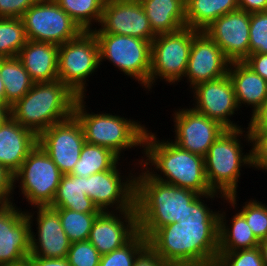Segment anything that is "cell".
I'll use <instances>...</instances> for the list:
<instances>
[{"instance_id":"30bf717a","label":"cell","mask_w":267,"mask_h":266,"mask_svg":"<svg viewBox=\"0 0 267 266\" xmlns=\"http://www.w3.org/2000/svg\"><path fill=\"white\" fill-rule=\"evenodd\" d=\"M62 175L56 164L37 143L13 175L14 189L20 187V193L32 207L49 206L53 202ZM17 183L20 185L16 186Z\"/></svg>"},{"instance_id":"60d3db41","label":"cell","mask_w":267,"mask_h":266,"mask_svg":"<svg viewBox=\"0 0 267 266\" xmlns=\"http://www.w3.org/2000/svg\"><path fill=\"white\" fill-rule=\"evenodd\" d=\"M13 182V174H11L5 167L0 165V205L13 203Z\"/></svg>"},{"instance_id":"5b68a950","label":"cell","mask_w":267,"mask_h":266,"mask_svg":"<svg viewBox=\"0 0 267 266\" xmlns=\"http://www.w3.org/2000/svg\"><path fill=\"white\" fill-rule=\"evenodd\" d=\"M245 130L243 127L226 129L209 147L207 154L204 156L206 178L210 189L225 196V203L230 204L229 206L233 209H236L238 205L237 188L239 187L241 168L244 165L248 168L252 167L251 150L244 154L242 149L241 138L244 137V141L246 140L250 144L248 128Z\"/></svg>"},{"instance_id":"ac0fdd59","label":"cell","mask_w":267,"mask_h":266,"mask_svg":"<svg viewBox=\"0 0 267 266\" xmlns=\"http://www.w3.org/2000/svg\"><path fill=\"white\" fill-rule=\"evenodd\" d=\"M33 208H37L36 234L32 228L34 213L25 210L31 225L29 257L66 258L72 242L63 230L58 212L50 206H36L32 210Z\"/></svg>"},{"instance_id":"83f0119b","label":"cell","mask_w":267,"mask_h":266,"mask_svg":"<svg viewBox=\"0 0 267 266\" xmlns=\"http://www.w3.org/2000/svg\"><path fill=\"white\" fill-rule=\"evenodd\" d=\"M237 9L238 0H185L186 26L204 31L217 18Z\"/></svg>"},{"instance_id":"d6a6232c","label":"cell","mask_w":267,"mask_h":266,"mask_svg":"<svg viewBox=\"0 0 267 266\" xmlns=\"http://www.w3.org/2000/svg\"><path fill=\"white\" fill-rule=\"evenodd\" d=\"M64 232L71 242L88 240L93 222L99 213H82L65 208H54Z\"/></svg>"},{"instance_id":"7a4b0ae2","label":"cell","mask_w":267,"mask_h":266,"mask_svg":"<svg viewBox=\"0 0 267 266\" xmlns=\"http://www.w3.org/2000/svg\"><path fill=\"white\" fill-rule=\"evenodd\" d=\"M156 136L155 133L147 130L144 137L143 156L136 165L139 164L158 181L194 191L199 195L216 193L209 187L204 157L181 149L170 139L160 141Z\"/></svg>"},{"instance_id":"f546056e","label":"cell","mask_w":267,"mask_h":266,"mask_svg":"<svg viewBox=\"0 0 267 266\" xmlns=\"http://www.w3.org/2000/svg\"><path fill=\"white\" fill-rule=\"evenodd\" d=\"M112 150L87 142L82 147L79 160L76 162L70 175L88 177L92 174L113 169L120 161Z\"/></svg>"},{"instance_id":"7dc6e473","label":"cell","mask_w":267,"mask_h":266,"mask_svg":"<svg viewBox=\"0 0 267 266\" xmlns=\"http://www.w3.org/2000/svg\"><path fill=\"white\" fill-rule=\"evenodd\" d=\"M10 117V106L0 102V125H2Z\"/></svg>"},{"instance_id":"d590c367","label":"cell","mask_w":267,"mask_h":266,"mask_svg":"<svg viewBox=\"0 0 267 266\" xmlns=\"http://www.w3.org/2000/svg\"><path fill=\"white\" fill-rule=\"evenodd\" d=\"M267 54V11L250 13L249 54Z\"/></svg>"},{"instance_id":"b9f144b4","label":"cell","mask_w":267,"mask_h":266,"mask_svg":"<svg viewBox=\"0 0 267 266\" xmlns=\"http://www.w3.org/2000/svg\"><path fill=\"white\" fill-rule=\"evenodd\" d=\"M251 116L247 123L248 132L267 134V98Z\"/></svg>"},{"instance_id":"ee69618b","label":"cell","mask_w":267,"mask_h":266,"mask_svg":"<svg viewBox=\"0 0 267 266\" xmlns=\"http://www.w3.org/2000/svg\"><path fill=\"white\" fill-rule=\"evenodd\" d=\"M252 70L267 81V54L252 53L244 60Z\"/></svg>"},{"instance_id":"277c9868","label":"cell","mask_w":267,"mask_h":266,"mask_svg":"<svg viewBox=\"0 0 267 266\" xmlns=\"http://www.w3.org/2000/svg\"><path fill=\"white\" fill-rule=\"evenodd\" d=\"M78 96L60 80L34 83L11 107V117L37 137L73 115Z\"/></svg>"},{"instance_id":"7c38bea8","label":"cell","mask_w":267,"mask_h":266,"mask_svg":"<svg viewBox=\"0 0 267 266\" xmlns=\"http://www.w3.org/2000/svg\"><path fill=\"white\" fill-rule=\"evenodd\" d=\"M118 165L120 164H117L111 170L95 173L85 177V194L91 198L94 205L101 212L136 209V173L133 174L131 170L128 176H124L122 175L123 173L119 171L120 168Z\"/></svg>"},{"instance_id":"f6af8a7d","label":"cell","mask_w":267,"mask_h":266,"mask_svg":"<svg viewBox=\"0 0 267 266\" xmlns=\"http://www.w3.org/2000/svg\"><path fill=\"white\" fill-rule=\"evenodd\" d=\"M29 266H70L66 258L28 257Z\"/></svg>"},{"instance_id":"5bb4252c","label":"cell","mask_w":267,"mask_h":266,"mask_svg":"<svg viewBox=\"0 0 267 266\" xmlns=\"http://www.w3.org/2000/svg\"><path fill=\"white\" fill-rule=\"evenodd\" d=\"M15 205H0V266L24 264L31 253L30 221Z\"/></svg>"},{"instance_id":"44dd1931","label":"cell","mask_w":267,"mask_h":266,"mask_svg":"<svg viewBox=\"0 0 267 266\" xmlns=\"http://www.w3.org/2000/svg\"><path fill=\"white\" fill-rule=\"evenodd\" d=\"M230 61L220 47L206 34L196 31L191 45L185 78L192 87L228 74Z\"/></svg>"},{"instance_id":"4dcf8cb0","label":"cell","mask_w":267,"mask_h":266,"mask_svg":"<svg viewBox=\"0 0 267 266\" xmlns=\"http://www.w3.org/2000/svg\"><path fill=\"white\" fill-rule=\"evenodd\" d=\"M83 31L100 23L105 0H54Z\"/></svg>"},{"instance_id":"f907efd6","label":"cell","mask_w":267,"mask_h":266,"mask_svg":"<svg viewBox=\"0 0 267 266\" xmlns=\"http://www.w3.org/2000/svg\"><path fill=\"white\" fill-rule=\"evenodd\" d=\"M18 266H29V264L26 262V263L18 265Z\"/></svg>"},{"instance_id":"4fadbf2b","label":"cell","mask_w":267,"mask_h":266,"mask_svg":"<svg viewBox=\"0 0 267 266\" xmlns=\"http://www.w3.org/2000/svg\"><path fill=\"white\" fill-rule=\"evenodd\" d=\"M85 142L81 124L74 115L53 124L38 136V144L62 174L72 172Z\"/></svg>"},{"instance_id":"8992f818","label":"cell","mask_w":267,"mask_h":266,"mask_svg":"<svg viewBox=\"0 0 267 266\" xmlns=\"http://www.w3.org/2000/svg\"><path fill=\"white\" fill-rule=\"evenodd\" d=\"M86 97H78L73 115L81 124L87 143L106 147L119 157L123 151L144 146L147 127L140 121L111 113H89L85 107ZM146 127V128H145Z\"/></svg>"},{"instance_id":"f1b7e54d","label":"cell","mask_w":267,"mask_h":266,"mask_svg":"<svg viewBox=\"0 0 267 266\" xmlns=\"http://www.w3.org/2000/svg\"><path fill=\"white\" fill-rule=\"evenodd\" d=\"M0 76L5 87V104L10 107L21 99L34 84L17 57L0 58Z\"/></svg>"},{"instance_id":"3957f363","label":"cell","mask_w":267,"mask_h":266,"mask_svg":"<svg viewBox=\"0 0 267 266\" xmlns=\"http://www.w3.org/2000/svg\"><path fill=\"white\" fill-rule=\"evenodd\" d=\"M135 175L138 231L147 239L160 227L179 222L199 194L152 178L142 167Z\"/></svg>"},{"instance_id":"f35d334b","label":"cell","mask_w":267,"mask_h":266,"mask_svg":"<svg viewBox=\"0 0 267 266\" xmlns=\"http://www.w3.org/2000/svg\"><path fill=\"white\" fill-rule=\"evenodd\" d=\"M251 150V166L255 170L267 171V134L249 133Z\"/></svg>"},{"instance_id":"2e32d148","label":"cell","mask_w":267,"mask_h":266,"mask_svg":"<svg viewBox=\"0 0 267 266\" xmlns=\"http://www.w3.org/2000/svg\"><path fill=\"white\" fill-rule=\"evenodd\" d=\"M101 27H93V33L129 35L152 41L153 32L149 19L139 0H105Z\"/></svg>"},{"instance_id":"d4e9b609","label":"cell","mask_w":267,"mask_h":266,"mask_svg":"<svg viewBox=\"0 0 267 266\" xmlns=\"http://www.w3.org/2000/svg\"><path fill=\"white\" fill-rule=\"evenodd\" d=\"M156 35L186 26L185 0H139Z\"/></svg>"},{"instance_id":"836d02e7","label":"cell","mask_w":267,"mask_h":266,"mask_svg":"<svg viewBox=\"0 0 267 266\" xmlns=\"http://www.w3.org/2000/svg\"><path fill=\"white\" fill-rule=\"evenodd\" d=\"M148 245V239L137 232L126 244L101 255L99 266H133L137 255Z\"/></svg>"},{"instance_id":"8fae6325","label":"cell","mask_w":267,"mask_h":266,"mask_svg":"<svg viewBox=\"0 0 267 266\" xmlns=\"http://www.w3.org/2000/svg\"><path fill=\"white\" fill-rule=\"evenodd\" d=\"M21 19L27 40L61 45L83 32L54 0H38Z\"/></svg>"},{"instance_id":"d6986e66","label":"cell","mask_w":267,"mask_h":266,"mask_svg":"<svg viewBox=\"0 0 267 266\" xmlns=\"http://www.w3.org/2000/svg\"><path fill=\"white\" fill-rule=\"evenodd\" d=\"M250 13L237 9L217 18L204 31L230 62L249 56Z\"/></svg>"},{"instance_id":"e575fe53","label":"cell","mask_w":267,"mask_h":266,"mask_svg":"<svg viewBox=\"0 0 267 266\" xmlns=\"http://www.w3.org/2000/svg\"><path fill=\"white\" fill-rule=\"evenodd\" d=\"M252 198L238 212L246 219L255 237L260 241L267 238V205Z\"/></svg>"},{"instance_id":"cb8c5ba5","label":"cell","mask_w":267,"mask_h":266,"mask_svg":"<svg viewBox=\"0 0 267 266\" xmlns=\"http://www.w3.org/2000/svg\"><path fill=\"white\" fill-rule=\"evenodd\" d=\"M228 75L233 83L239 109L250 106L252 114L267 98V81L255 73L244 61L230 62Z\"/></svg>"},{"instance_id":"1f68e13d","label":"cell","mask_w":267,"mask_h":266,"mask_svg":"<svg viewBox=\"0 0 267 266\" xmlns=\"http://www.w3.org/2000/svg\"><path fill=\"white\" fill-rule=\"evenodd\" d=\"M27 41L21 18H0V58L17 57Z\"/></svg>"},{"instance_id":"4316f807","label":"cell","mask_w":267,"mask_h":266,"mask_svg":"<svg viewBox=\"0 0 267 266\" xmlns=\"http://www.w3.org/2000/svg\"><path fill=\"white\" fill-rule=\"evenodd\" d=\"M85 176L63 174L51 208H65L82 213H100L91 198L85 194Z\"/></svg>"},{"instance_id":"ab89813d","label":"cell","mask_w":267,"mask_h":266,"mask_svg":"<svg viewBox=\"0 0 267 266\" xmlns=\"http://www.w3.org/2000/svg\"><path fill=\"white\" fill-rule=\"evenodd\" d=\"M38 0H0V18H21Z\"/></svg>"},{"instance_id":"603a6c76","label":"cell","mask_w":267,"mask_h":266,"mask_svg":"<svg viewBox=\"0 0 267 266\" xmlns=\"http://www.w3.org/2000/svg\"><path fill=\"white\" fill-rule=\"evenodd\" d=\"M58 48L53 43L32 40L21 48L17 58L34 83L58 80Z\"/></svg>"},{"instance_id":"e0dca14e","label":"cell","mask_w":267,"mask_h":266,"mask_svg":"<svg viewBox=\"0 0 267 266\" xmlns=\"http://www.w3.org/2000/svg\"><path fill=\"white\" fill-rule=\"evenodd\" d=\"M194 110L221 123L227 129L241 128L231 121L239 110L233 83L229 75L219 79L201 82L191 88ZM234 122V123H233Z\"/></svg>"},{"instance_id":"bcb514c9","label":"cell","mask_w":267,"mask_h":266,"mask_svg":"<svg viewBox=\"0 0 267 266\" xmlns=\"http://www.w3.org/2000/svg\"><path fill=\"white\" fill-rule=\"evenodd\" d=\"M238 7L248 13L267 11V0H238Z\"/></svg>"},{"instance_id":"ffe728a7","label":"cell","mask_w":267,"mask_h":266,"mask_svg":"<svg viewBox=\"0 0 267 266\" xmlns=\"http://www.w3.org/2000/svg\"><path fill=\"white\" fill-rule=\"evenodd\" d=\"M138 232L136 209L100 212L88 241L103 255L126 244Z\"/></svg>"},{"instance_id":"ba28073f","label":"cell","mask_w":267,"mask_h":266,"mask_svg":"<svg viewBox=\"0 0 267 266\" xmlns=\"http://www.w3.org/2000/svg\"><path fill=\"white\" fill-rule=\"evenodd\" d=\"M94 34L99 44L100 65L108 60L149 91L152 41L129 35Z\"/></svg>"},{"instance_id":"52a82bcc","label":"cell","mask_w":267,"mask_h":266,"mask_svg":"<svg viewBox=\"0 0 267 266\" xmlns=\"http://www.w3.org/2000/svg\"><path fill=\"white\" fill-rule=\"evenodd\" d=\"M58 80L78 97H86L88 78L100 67L99 44L92 31L59 45ZM87 80V81H86Z\"/></svg>"},{"instance_id":"681fc988","label":"cell","mask_w":267,"mask_h":266,"mask_svg":"<svg viewBox=\"0 0 267 266\" xmlns=\"http://www.w3.org/2000/svg\"><path fill=\"white\" fill-rule=\"evenodd\" d=\"M0 102L5 104V87L0 76Z\"/></svg>"},{"instance_id":"8d00e7d4","label":"cell","mask_w":267,"mask_h":266,"mask_svg":"<svg viewBox=\"0 0 267 266\" xmlns=\"http://www.w3.org/2000/svg\"><path fill=\"white\" fill-rule=\"evenodd\" d=\"M101 254L89 242H72L67 253V261L70 266H99Z\"/></svg>"},{"instance_id":"484cf974","label":"cell","mask_w":267,"mask_h":266,"mask_svg":"<svg viewBox=\"0 0 267 266\" xmlns=\"http://www.w3.org/2000/svg\"><path fill=\"white\" fill-rule=\"evenodd\" d=\"M232 217L227 224L229 220L226 218V212H219V252H235L258 247L259 240L246 219L239 212H235Z\"/></svg>"},{"instance_id":"c3c4849f","label":"cell","mask_w":267,"mask_h":266,"mask_svg":"<svg viewBox=\"0 0 267 266\" xmlns=\"http://www.w3.org/2000/svg\"><path fill=\"white\" fill-rule=\"evenodd\" d=\"M264 266H267V238L261 239L258 244Z\"/></svg>"},{"instance_id":"7bdbcfd3","label":"cell","mask_w":267,"mask_h":266,"mask_svg":"<svg viewBox=\"0 0 267 266\" xmlns=\"http://www.w3.org/2000/svg\"><path fill=\"white\" fill-rule=\"evenodd\" d=\"M133 266H169L149 245L136 257Z\"/></svg>"},{"instance_id":"7402d4cb","label":"cell","mask_w":267,"mask_h":266,"mask_svg":"<svg viewBox=\"0 0 267 266\" xmlns=\"http://www.w3.org/2000/svg\"><path fill=\"white\" fill-rule=\"evenodd\" d=\"M37 143L31 130L10 117L0 125V165L14 175Z\"/></svg>"},{"instance_id":"74e56055","label":"cell","mask_w":267,"mask_h":266,"mask_svg":"<svg viewBox=\"0 0 267 266\" xmlns=\"http://www.w3.org/2000/svg\"><path fill=\"white\" fill-rule=\"evenodd\" d=\"M215 266H264L258 247L235 252H218Z\"/></svg>"},{"instance_id":"9c48e42d","label":"cell","mask_w":267,"mask_h":266,"mask_svg":"<svg viewBox=\"0 0 267 266\" xmlns=\"http://www.w3.org/2000/svg\"><path fill=\"white\" fill-rule=\"evenodd\" d=\"M196 31L185 26L175 32L159 34L152 40L149 91L158 79L170 85L183 79Z\"/></svg>"},{"instance_id":"6da1fadb","label":"cell","mask_w":267,"mask_h":266,"mask_svg":"<svg viewBox=\"0 0 267 266\" xmlns=\"http://www.w3.org/2000/svg\"><path fill=\"white\" fill-rule=\"evenodd\" d=\"M220 197L225 202L226 197L219 193L198 195L179 222L158 228L148 238V245L169 266H215L220 211L210 209L203 199Z\"/></svg>"},{"instance_id":"9a60e30c","label":"cell","mask_w":267,"mask_h":266,"mask_svg":"<svg viewBox=\"0 0 267 266\" xmlns=\"http://www.w3.org/2000/svg\"><path fill=\"white\" fill-rule=\"evenodd\" d=\"M173 115L175 135L173 143L183 150L204 157L209 147L227 129L214 119L193 108H179Z\"/></svg>"}]
</instances>
